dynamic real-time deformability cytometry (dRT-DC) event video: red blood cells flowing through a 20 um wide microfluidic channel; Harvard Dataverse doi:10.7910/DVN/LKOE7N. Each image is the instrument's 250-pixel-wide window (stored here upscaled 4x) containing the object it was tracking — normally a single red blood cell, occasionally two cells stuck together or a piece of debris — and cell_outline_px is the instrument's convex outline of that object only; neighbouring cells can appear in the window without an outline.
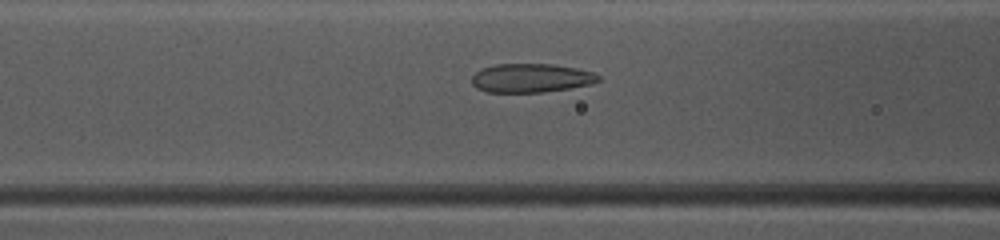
{"species": "common noctule bat (a hibernating species)", "species_latin": "Nyctalus noctula", "temperature_condition": "warm", "stored_images_in_passage": 48, "camera_frame_rate_fps": 3000, "um_per_image_px": 0.085, "animal": {"sex": "female", "body_mass_g": 10.0, "forearm_length_mm": 53.1}, "frame": {"image": 1, "passage_image": 20, "time_ms": 6.333, "image_size_px": [1000, 240], "cell_outline_px": [[600, 80], [592, 84], [544, 92], [488, 92], [476, 88], [472, 84], [472, 76], [480, 68], [496, 64], [552, 64], [576, 68], [592, 72], [600, 76]], "centroid_in_image_um": [45.12, 6.63], "position_along_channel_um": 121.5, "area_um2": 21.27}}
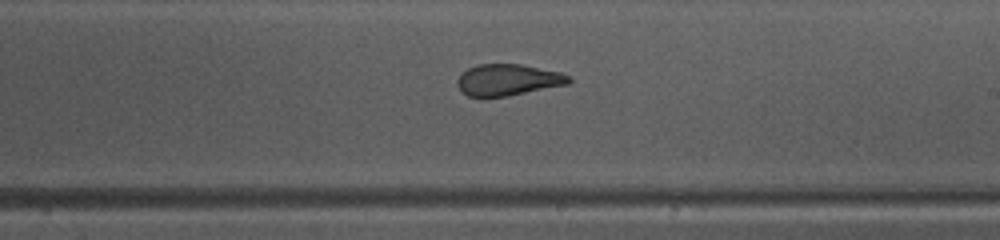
{"frame": {"image": 2, "passage_image": 29, "time_ms": 9.333, "image_size_px": [1000, 240], "cell_outline_px": [[572, 80], [568, 84], [508, 96], [484, 100], [468, 96], [460, 92], [456, 84], [456, 80], [460, 72], [476, 64], [520, 64], [560, 72], [568, 76]], "centroid_in_image_um": [43.06, 6.82], "position_along_channel_um": 245.9, "area_um2": 21.1}}
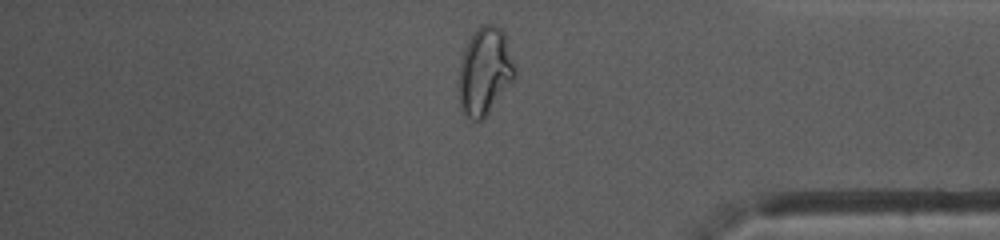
{"frame": {"image": 3, "passage_image": 41, "time_ms": 13.333, "image_size_px": [1000, 240], "cell_outline_px": [[516, 76], [488, 112], [480, 120], [472, 120], [460, 112], [456, 88], [460, 60], [468, 40], [476, 28], [480, 24], [496, 24], [504, 32], [516, 68]], "centroid_in_image_um": [41.15, 6.05], "position_along_channel_um": 394.0, "area_um2": 29.13}}